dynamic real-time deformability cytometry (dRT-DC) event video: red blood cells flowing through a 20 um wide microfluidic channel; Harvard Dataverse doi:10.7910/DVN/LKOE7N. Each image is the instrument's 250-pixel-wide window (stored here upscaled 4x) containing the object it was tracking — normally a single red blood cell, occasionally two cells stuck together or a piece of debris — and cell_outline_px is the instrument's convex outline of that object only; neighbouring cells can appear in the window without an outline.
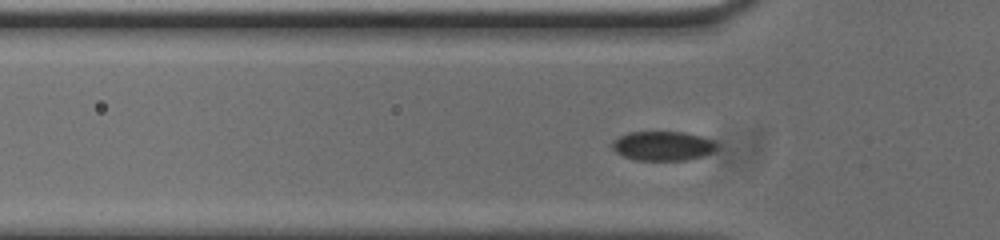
{"species": "common noctule bat (a hibernating species)", "species_latin": "Nyctalus noctula", "temperature_condition": "cold", "stored_images_in_passage": 47, "camera_frame_rate_fps": 3000, "um_per_image_px": 0.085, "animal": {"sex": "male", "body_mass_g": 20.0, "forearm_length_mm": 53.3}, "frame": {"image": 1, "passage_image": 16, "time_ms": 5.0, "image_size_px": [1000, 240], "cell_outline_px": [[716, 148], [712, 152], [704, 156], [688, 160], [636, 160], [624, 156], [616, 152], [612, 148], [612, 144], [620, 136], [628, 132], [684, 132], [700, 136], [712, 140], [716, 144]], "centroid_in_image_um": [56.35, 12.41], "position_along_channel_um": 69.4, "area_um2": 17.74}}
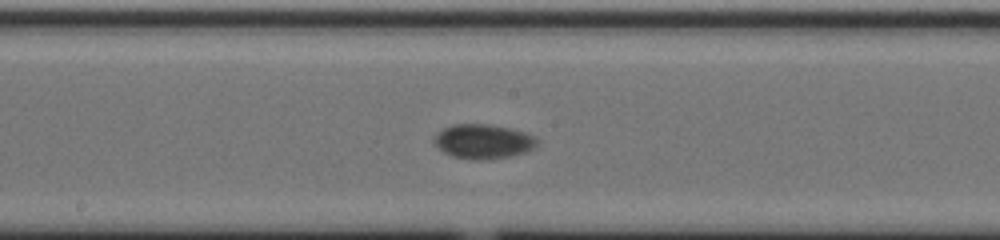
{"frame": {"image": 2, "passage_image": 28, "time_ms": 9.0, "image_size_px": [1000, 240], "cell_outline_px": [[536, 144], [532, 148], [524, 152], [508, 156], [484, 160], [472, 160], [452, 156], [444, 152], [436, 144], [436, 132], [452, 124], [488, 124], [508, 128], [524, 132], [532, 136], [536, 140]], "centroid_in_image_um": [41.03, 12.02], "position_along_channel_um": 207.2, "area_um2": 20.23}}
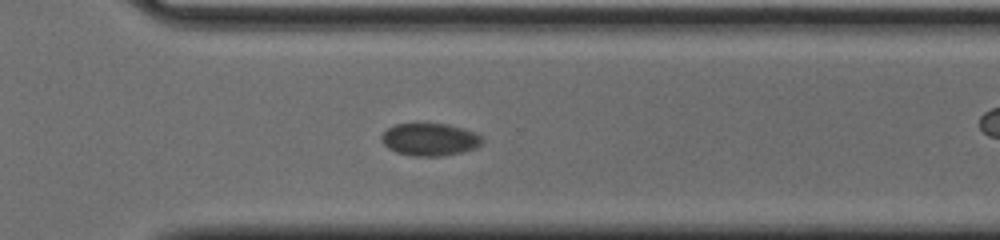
{"frame": {"image": 3, "passage_image": 39, "time_ms": 12.667, "image_size_px": [1000, 240], "cell_outline_px": [[484, 140], [476, 148], [444, 156], [412, 156], [396, 152], [388, 148], [380, 140], [380, 136], [388, 128], [396, 124], [416, 120], [448, 124], [464, 128], [476, 132]], "centroid_in_image_um": [36.5, 11.8], "position_along_channel_um": 334.1, "area_um2": 19.88}, "authors_computed_cell_mechanics": {"area_um2": 19.2474, "velocity_mm_per_s": 3.4472, "shape_relaxation_time_tau1_ms": 1.2167, "shape_relaxation_time_tau2_ms": null, "deformation_change_tau1": 0.0396, "deformation_change_tau2": null}}